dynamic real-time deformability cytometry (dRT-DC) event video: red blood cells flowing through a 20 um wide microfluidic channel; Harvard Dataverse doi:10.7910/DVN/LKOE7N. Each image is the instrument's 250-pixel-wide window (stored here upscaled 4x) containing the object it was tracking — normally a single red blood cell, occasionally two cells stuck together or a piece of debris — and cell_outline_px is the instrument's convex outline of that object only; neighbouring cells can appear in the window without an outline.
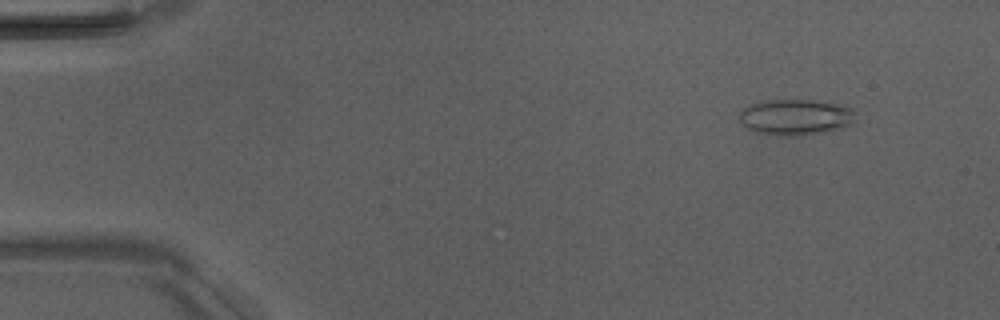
{"species": "Egyptian fruit bat (a non-hibernating species)", "species_latin": "Rousettus aegyptiacus", "temperature_condition": "room temperature", "stored_images_in_passage": 4, "camera_frame_rate_fps": 3000, "um_per_image_px": 0.085, "animal": {"sex": "male"}, "frame": {"image": 1, "passage_image": 2, "time_ms": 1.333, "image_size_px": [1000, 320], "cell_outline_px": [[852, 124], [836, 128], [796, 136], [784, 136], [752, 132], [740, 120], [740, 112], [744, 108], [752, 104], [768, 100], [812, 100], [836, 104], [852, 108]], "centroid_in_image_um": [67.55, 9.95], "position_along_channel_um": 17.5, "area_um2": 23.58}}